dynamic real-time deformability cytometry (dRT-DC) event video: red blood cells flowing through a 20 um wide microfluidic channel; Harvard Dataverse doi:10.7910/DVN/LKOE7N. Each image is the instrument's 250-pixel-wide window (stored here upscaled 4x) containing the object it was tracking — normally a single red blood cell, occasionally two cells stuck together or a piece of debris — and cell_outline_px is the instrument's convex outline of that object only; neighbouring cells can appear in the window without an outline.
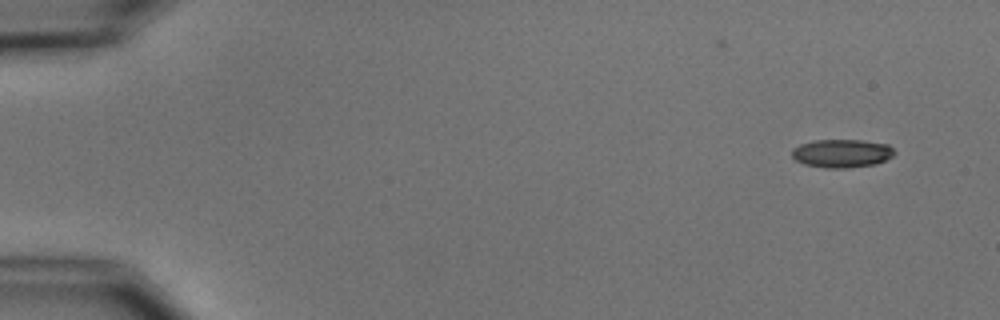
{"species": "common noctule bat (a hibernating species)", "species_latin": "Nyctalus noctula", "temperature_condition": "cold", "stored_images_in_passage": 2, "camera_frame_rate_fps": 3000, "um_per_image_px": 0.085, "animal": {"sex": "male", "body_mass_g": 15.6}, "frame": {"image": 1, "passage_image": 2, "time_ms": 1.333, "image_size_px": [1000, 320], "cell_outline_px": [[896, 152], [892, 156], [876, 164], [848, 168], [828, 168], [804, 164], [796, 160], [792, 156], [792, 148], [800, 144], [816, 140], [864, 140], [888, 144]], "centroid_in_image_um": [71.56, 13.03], "position_along_channel_um": 13.4, "area_um2": 16.94}}